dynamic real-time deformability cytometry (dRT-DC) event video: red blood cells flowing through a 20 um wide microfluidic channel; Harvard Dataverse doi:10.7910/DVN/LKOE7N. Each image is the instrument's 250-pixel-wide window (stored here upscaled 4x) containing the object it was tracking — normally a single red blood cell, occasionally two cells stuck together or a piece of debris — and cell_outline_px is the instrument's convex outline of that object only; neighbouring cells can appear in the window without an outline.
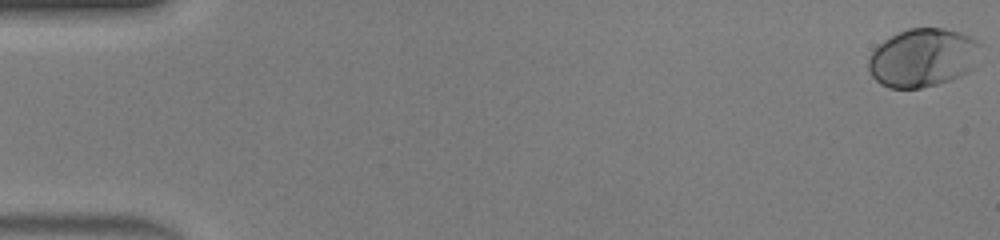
{"species": "human", "species_latin": "Homo sapiens", "temperature_condition": "warm", "stored_images_in_passage": 47, "camera_frame_rate_fps": 3000, "um_per_image_px": 0.085, "donor": {"sex": "male"}, "frame": {"image": 1, "passage_image": 1, "time_ms": 0.0, "image_size_px": [1000, 240], "cell_outline_px": [[980, 44], [968, 72], [960, 76], [936, 84], [920, 88], [888, 88], [880, 84], [872, 76], [868, 68], [868, 60], [872, 52], [884, 40], [908, 28], [944, 28], [960, 32], [976, 40]], "centroid_in_image_um": [78.38, 4.91], "position_along_channel_um": 6.6, "area_um2": 37.51}}
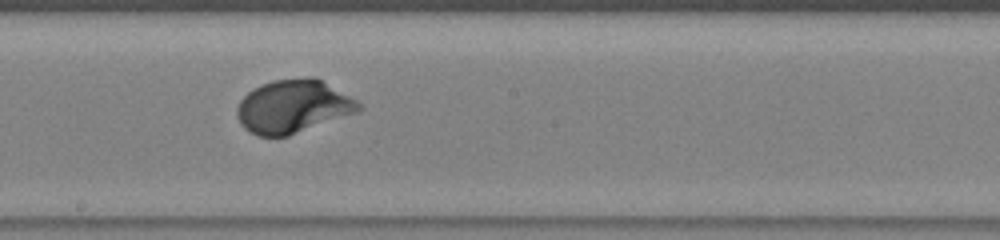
{"frame": {"image": 2, "passage_image": 27, "time_ms": 8.667, "image_size_px": [1000, 240], "cell_outline_px": [[364, 108], [360, 112], [288, 136], [260, 136], [244, 128], [240, 124], [236, 116], [236, 108], [240, 100], [248, 92], [272, 80], [304, 76], [316, 76], [356, 100]], "centroid_in_image_um": [24.94, 9.04], "position_along_channel_um": 223.3, "area_um2": 38.03}}
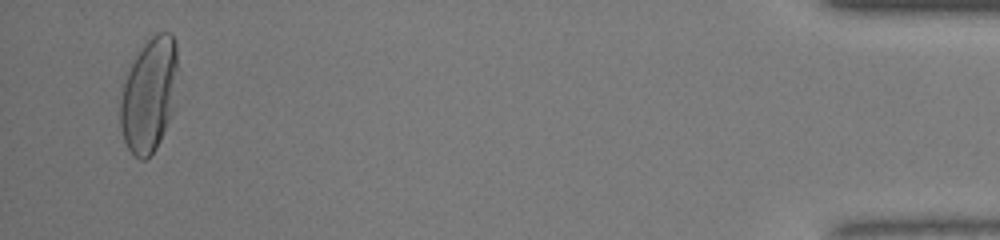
{"frame": {"image": 3, "passage_image": 46, "time_ms": 15.0, "image_size_px": [1000, 240], "cell_outline_px": [[176, 68], [168, 120], [160, 140], [156, 148], [144, 160], [140, 160], [128, 148], [124, 140], [120, 128], [120, 84], [140, 48], [156, 32], [172, 32], [176, 40]], "centroid_in_image_um": [12.59, 8.02], "position_along_channel_um": 422.6, "area_um2": 37.57}, "authors_computed_cell_mechanics": {"area_um2": 36.9342, "velocity_mm_per_s": 4.4269, "shape_relaxation_time_tau1_ms": 2.0891, "shape_relaxation_time_tau2_ms": null, "deformation_change_tau1": 0.179, "deformation_change_tau2": null}}